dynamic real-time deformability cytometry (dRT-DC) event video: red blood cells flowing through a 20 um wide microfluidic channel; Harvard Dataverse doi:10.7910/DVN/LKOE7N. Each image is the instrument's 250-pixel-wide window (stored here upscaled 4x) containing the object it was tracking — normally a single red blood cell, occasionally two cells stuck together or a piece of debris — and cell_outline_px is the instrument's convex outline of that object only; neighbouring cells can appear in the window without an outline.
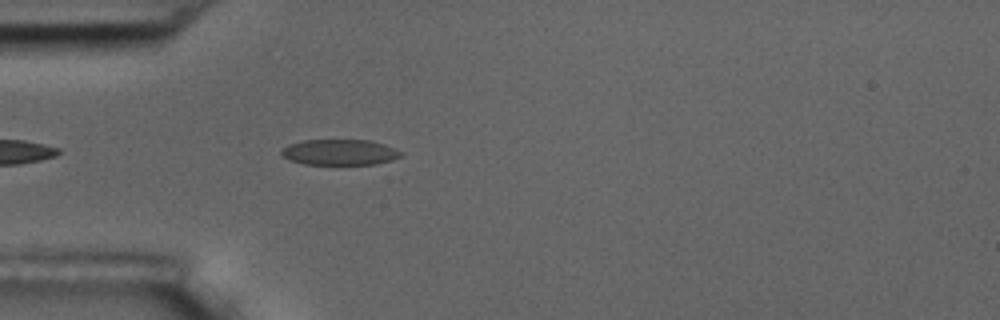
{"species": "common noctule bat (a hibernating species)", "species_latin": "Nyctalus noctula", "temperature_condition": "room temperature", "stored_images_in_passage": 5, "camera_frame_rate_fps": 3000, "um_per_image_px": 0.085, "animal": {"sex": "male", "body_mass_g": 17.5, "forearm_length_mm": 52.3}, "frame": {"image": 1, "passage_image": 5, "time_ms": 5.0, "image_size_px": [1000, 320], "cell_outline_px": [[404, 152], [400, 156], [392, 160], [376, 164], [304, 164], [288, 160], [280, 152], [288, 144], [304, 140], [368, 140], [384, 144]], "centroid_in_image_um": [28.88, 12.94], "position_along_channel_um": 56.1, "area_um2": 17.86}}